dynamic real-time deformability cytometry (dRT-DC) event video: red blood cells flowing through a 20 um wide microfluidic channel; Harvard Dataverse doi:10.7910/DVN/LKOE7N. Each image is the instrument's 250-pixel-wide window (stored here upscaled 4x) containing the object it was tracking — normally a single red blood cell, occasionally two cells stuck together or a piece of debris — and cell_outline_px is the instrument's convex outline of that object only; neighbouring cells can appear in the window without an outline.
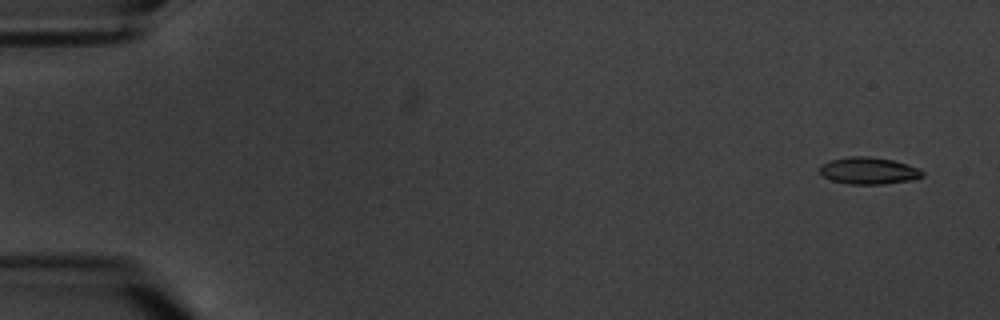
{"species": "common noctule bat (a hibernating species)", "species_latin": "Nyctalus noctula", "temperature_condition": "warm", "stored_images_in_passage": 4, "camera_frame_rate_fps": 3000, "um_per_image_px": 0.085, "animal": {"sex": "male", "body_mass_g": 20.1, "forearm_length_mm": 53.5}, "frame": {"image": 1, "passage_image": 1, "time_ms": 0.0, "image_size_px": [1000, 320], "cell_outline_px": [[924, 176], [912, 180], [884, 184], [848, 184], [832, 180], [824, 176], [820, 172], [820, 164], [832, 160], [848, 156], [868, 156], [892, 160], [908, 164], [920, 168], [924, 172]], "centroid_in_image_um": [73.87, 14.51], "position_along_channel_um": 11.1, "area_um2": 16.18}}